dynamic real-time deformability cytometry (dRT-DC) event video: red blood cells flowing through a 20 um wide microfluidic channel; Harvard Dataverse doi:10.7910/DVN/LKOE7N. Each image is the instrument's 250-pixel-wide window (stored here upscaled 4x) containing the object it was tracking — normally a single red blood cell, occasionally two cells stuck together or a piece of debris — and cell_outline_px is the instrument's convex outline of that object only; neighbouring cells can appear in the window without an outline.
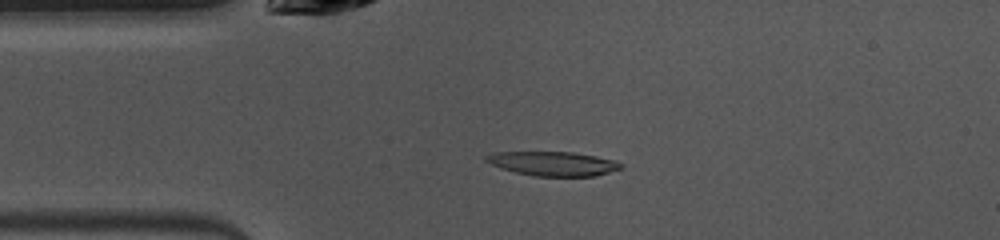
{"species": "common noctule bat (a hibernating species)", "species_latin": "Nyctalus noctula", "temperature_condition": "warm", "stored_images_in_passage": 48, "camera_frame_rate_fps": 3000, "um_per_image_px": 0.085, "animal": {"sex": "female", "body_mass_g": 10.0, "forearm_length_mm": 53.1}, "frame": {"image": 1, "passage_image": 9, "time_ms": 2.667, "image_size_px": [1000, 240], "cell_outline_px": [[624, 168], [596, 176], [532, 176], [500, 168], [484, 160], [484, 156], [492, 152], [572, 152], [596, 156], [616, 160], [624, 164]], "centroid_in_image_um": [47.05, 13.91], "position_along_channel_um": 38.0, "area_um2": 19.25}}
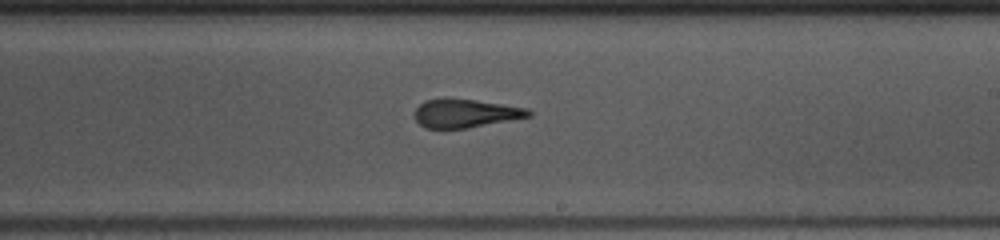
{"frame": {"image": 2, "passage_image": 26, "time_ms": 8.333, "image_size_px": [1000, 240], "cell_outline_px": [[532, 116], [468, 128], [424, 128], [416, 120], [412, 112], [424, 100], [448, 96], [476, 100], [528, 108], [532, 112]], "centroid_in_image_um": [39.52, 9.6], "position_along_channel_um": 249.5, "area_um2": 19.36}}
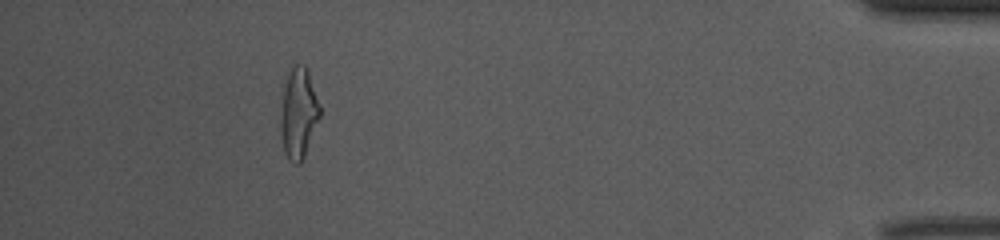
{"frame": {"image": 3, "passage_image": 43, "time_ms": 14.0, "image_size_px": [1000, 240], "cell_outline_px": [[320, 116], [304, 156], [300, 164], [296, 164], [288, 160], [284, 152], [280, 132], [280, 112], [284, 84], [292, 68], [296, 64], [304, 64], [308, 68], [320, 108]], "centroid_in_image_um": [25.36, 9.63], "position_along_channel_um": 409.8, "area_um2": 20.69}, "authors_computed_cell_mechanics": {"area_um2": 19.4208, "velocity_mm_per_s": 3.978, "shape_relaxation_time_tau1_ms": null, "shape_relaxation_time_tau2_ms": 2.1693, "deformation_change_tau1": null, "deformation_change_tau2": 0.1294}}